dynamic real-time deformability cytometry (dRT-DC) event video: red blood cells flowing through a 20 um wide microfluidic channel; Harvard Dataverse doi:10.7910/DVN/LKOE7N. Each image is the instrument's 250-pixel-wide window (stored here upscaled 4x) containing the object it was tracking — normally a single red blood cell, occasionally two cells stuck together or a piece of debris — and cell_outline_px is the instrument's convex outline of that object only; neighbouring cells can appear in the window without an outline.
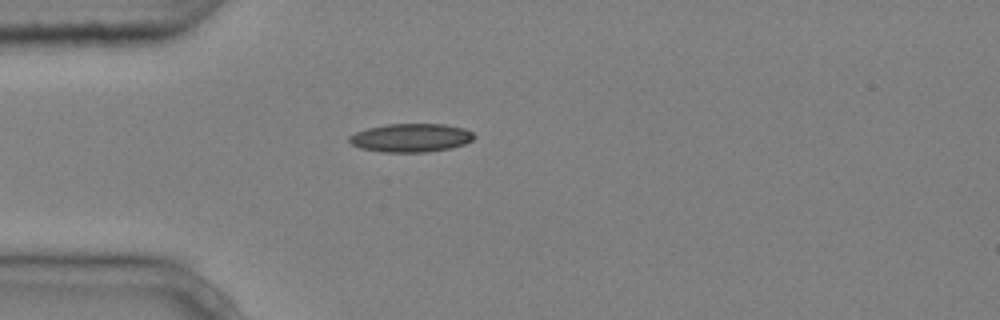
{"species": "common noctule bat (a hibernating species)", "species_latin": "Nyctalus noctula", "temperature_condition": "cold", "stored_images_in_passage": 1, "camera_frame_rate_fps": 3000, "um_per_image_px": 0.085, "animal": {"sex": "male", "body_mass_g": 20.4}, "frame": {"image": 1, "passage_image": 1, "time_ms": 0.0, "image_size_px": [1000, 320], "cell_outline_px": [[476, 136], [472, 140], [464, 144], [452, 148], [428, 152], [380, 152], [360, 148], [352, 144], [348, 140], [348, 136], [356, 132], [368, 128], [388, 124], [444, 124], [464, 128], [472, 132]], "centroid_in_image_um": [34.93, 11.72], "position_along_channel_um": 50.1, "area_um2": 20.81}}